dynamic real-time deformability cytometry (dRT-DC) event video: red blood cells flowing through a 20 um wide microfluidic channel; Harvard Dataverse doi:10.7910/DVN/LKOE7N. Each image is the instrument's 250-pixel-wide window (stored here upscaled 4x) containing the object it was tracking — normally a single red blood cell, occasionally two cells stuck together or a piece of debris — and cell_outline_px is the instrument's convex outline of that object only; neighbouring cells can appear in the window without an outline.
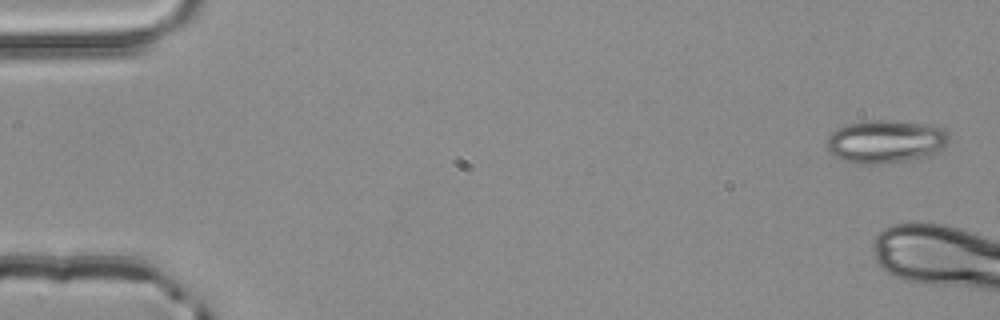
{"species": "common noctule bat (a hibernating species)", "species_latin": "Nyctalus noctula", "temperature_condition": "room temperature", "stored_images_in_passage": 6, "camera_frame_rate_fps": 3000, "um_per_image_px": 0.085, "animal": {"sex": "male", "body_mass_g": 20.4}, "frame": {"image": 1, "passage_image": 1, "time_ms": 0.0, "image_size_px": [1000, 320], "cell_outline_px": [[952, 136], [944, 148], [928, 156], [884, 164], [856, 164], [844, 160], [828, 152], [828, 136], [836, 128], [848, 124], [864, 120], [888, 120], [920, 124], [944, 128]], "centroid_in_image_um": [75.29, 12.03], "position_along_channel_um": 9.7, "area_um2": 30.75}}